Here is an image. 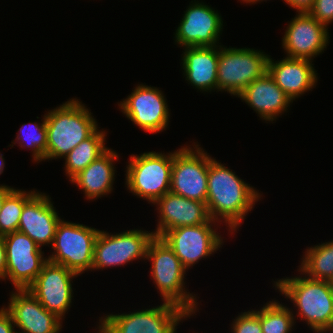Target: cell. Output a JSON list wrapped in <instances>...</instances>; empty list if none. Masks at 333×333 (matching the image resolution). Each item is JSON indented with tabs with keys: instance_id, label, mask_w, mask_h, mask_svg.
Masks as SVG:
<instances>
[{
	"instance_id": "cb8c5ba5",
	"label": "cell",
	"mask_w": 333,
	"mask_h": 333,
	"mask_svg": "<svg viewBox=\"0 0 333 333\" xmlns=\"http://www.w3.org/2000/svg\"><path fill=\"white\" fill-rule=\"evenodd\" d=\"M106 136V130L97 129L90 137L80 142L64 157V170L69 180L108 149L105 146Z\"/></svg>"
},
{
	"instance_id": "83f0119b",
	"label": "cell",
	"mask_w": 333,
	"mask_h": 333,
	"mask_svg": "<svg viewBox=\"0 0 333 333\" xmlns=\"http://www.w3.org/2000/svg\"><path fill=\"white\" fill-rule=\"evenodd\" d=\"M37 191H25L14 189L5 199L4 205L0 211V236L18 231L20 216L25 203Z\"/></svg>"
},
{
	"instance_id": "52a82bcc",
	"label": "cell",
	"mask_w": 333,
	"mask_h": 333,
	"mask_svg": "<svg viewBox=\"0 0 333 333\" xmlns=\"http://www.w3.org/2000/svg\"><path fill=\"white\" fill-rule=\"evenodd\" d=\"M268 54L251 48L219 46L217 91L238 96L251 82L268 72Z\"/></svg>"
},
{
	"instance_id": "6da1fadb",
	"label": "cell",
	"mask_w": 333,
	"mask_h": 333,
	"mask_svg": "<svg viewBox=\"0 0 333 333\" xmlns=\"http://www.w3.org/2000/svg\"><path fill=\"white\" fill-rule=\"evenodd\" d=\"M207 185L210 218L219 223L224 221L233 235L262 194L210 155Z\"/></svg>"
},
{
	"instance_id": "1f68e13d",
	"label": "cell",
	"mask_w": 333,
	"mask_h": 333,
	"mask_svg": "<svg viewBox=\"0 0 333 333\" xmlns=\"http://www.w3.org/2000/svg\"><path fill=\"white\" fill-rule=\"evenodd\" d=\"M284 2L295 9L297 13H308L312 9L315 0H285Z\"/></svg>"
},
{
	"instance_id": "7402d4cb",
	"label": "cell",
	"mask_w": 333,
	"mask_h": 333,
	"mask_svg": "<svg viewBox=\"0 0 333 333\" xmlns=\"http://www.w3.org/2000/svg\"><path fill=\"white\" fill-rule=\"evenodd\" d=\"M182 69L185 79L200 91L217 90L219 46L183 47Z\"/></svg>"
},
{
	"instance_id": "484cf974",
	"label": "cell",
	"mask_w": 333,
	"mask_h": 333,
	"mask_svg": "<svg viewBox=\"0 0 333 333\" xmlns=\"http://www.w3.org/2000/svg\"><path fill=\"white\" fill-rule=\"evenodd\" d=\"M294 313L277 300L267 302L260 309L262 333H291L296 323Z\"/></svg>"
},
{
	"instance_id": "d590c367",
	"label": "cell",
	"mask_w": 333,
	"mask_h": 333,
	"mask_svg": "<svg viewBox=\"0 0 333 333\" xmlns=\"http://www.w3.org/2000/svg\"><path fill=\"white\" fill-rule=\"evenodd\" d=\"M262 1H267V0H241L240 2H242V3H250V4H256L257 2H262ZM285 1V0H284Z\"/></svg>"
},
{
	"instance_id": "d6986e66",
	"label": "cell",
	"mask_w": 333,
	"mask_h": 333,
	"mask_svg": "<svg viewBox=\"0 0 333 333\" xmlns=\"http://www.w3.org/2000/svg\"><path fill=\"white\" fill-rule=\"evenodd\" d=\"M158 223L153 231L154 235L161 237L166 231L181 226H196L207 223L209 216L207 205L204 202L191 200L168 192L154 203Z\"/></svg>"
},
{
	"instance_id": "9c48e42d",
	"label": "cell",
	"mask_w": 333,
	"mask_h": 333,
	"mask_svg": "<svg viewBox=\"0 0 333 333\" xmlns=\"http://www.w3.org/2000/svg\"><path fill=\"white\" fill-rule=\"evenodd\" d=\"M196 143L173 152L170 192L206 203L209 153Z\"/></svg>"
},
{
	"instance_id": "4dcf8cb0",
	"label": "cell",
	"mask_w": 333,
	"mask_h": 333,
	"mask_svg": "<svg viewBox=\"0 0 333 333\" xmlns=\"http://www.w3.org/2000/svg\"><path fill=\"white\" fill-rule=\"evenodd\" d=\"M11 315L2 307L0 309V333H17Z\"/></svg>"
},
{
	"instance_id": "ba28073f",
	"label": "cell",
	"mask_w": 333,
	"mask_h": 333,
	"mask_svg": "<svg viewBox=\"0 0 333 333\" xmlns=\"http://www.w3.org/2000/svg\"><path fill=\"white\" fill-rule=\"evenodd\" d=\"M99 229L61 219L47 260L81 275L92 271L94 246Z\"/></svg>"
},
{
	"instance_id": "2e32d148",
	"label": "cell",
	"mask_w": 333,
	"mask_h": 333,
	"mask_svg": "<svg viewBox=\"0 0 333 333\" xmlns=\"http://www.w3.org/2000/svg\"><path fill=\"white\" fill-rule=\"evenodd\" d=\"M328 31L309 13H296L288 22L282 37V48L287 57L314 60L313 57L327 48L330 38Z\"/></svg>"
},
{
	"instance_id": "f1b7e54d",
	"label": "cell",
	"mask_w": 333,
	"mask_h": 333,
	"mask_svg": "<svg viewBox=\"0 0 333 333\" xmlns=\"http://www.w3.org/2000/svg\"><path fill=\"white\" fill-rule=\"evenodd\" d=\"M231 324L232 333H262L260 309L241 312Z\"/></svg>"
},
{
	"instance_id": "7c38bea8",
	"label": "cell",
	"mask_w": 333,
	"mask_h": 333,
	"mask_svg": "<svg viewBox=\"0 0 333 333\" xmlns=\"http://www.w3.org/2000/svg\"><path fill=\"white\" fill-rule=\"evenodd\" d=\"M6 249V279L16 289H27L48 261L44 251L19 231L3 236ZM44 256V257H43Z\"/></svg>"
},
{
	"instance_id": "3957f363",
	"label": "cell",
	"mask_w": 333,
	"mask_h": 333,
	"mask_svg": "<svg viewBox=\"0 0 333 333\" xmlns=\"http://www.w3.org/2000/svg\"><path fill=\"white\" fill-rule=\"evenodd\" d=\"M91 114L77 98L46 112L47 151L44 161L64 158L100 128Z\"/></svg>"
},
{
	"instance_id": "ffe728a7",
	"label": "cell",
	"mask_w": 333,
	"mask_h": 333,
	"mask_svg": "<svg viewBox=\"0 0 333 333\" xmlns=\"http://www.w3.org/2000/svg\"><path fill=\"white\" fill-rule=\"evenodd\" d=\"M312 60L283 57L268 60V73L275 83L294 101L316 87L318 76Z\"/></svg>"
},
{
	"instance_id": "7a4b0ae2",
	"label": "cell",
	"mask_w": 333,
	"mask_h": 333,
	"mask_svg": "<svg viewBox=\"0 0 333 333\" xmlns=\"http://www.w3.org/2000/svg\"><path fill=\"white\" fill-rule=\"evenodd\" d=\"M299 274L277 279L273 287L290 299L297 310L295 316L305 321L313 332L333 333V282Z\"/></svg>"
},
{
	"instance_id": "30bf717a",
	"label": "cell",
	"mask_w": 333,
	"mask_h": 333,
	"mask_svg": "<svg viewBox=\"0 0 333 333\" xmlns=\"http://www.w3.org/2000/svg\"><path fill=\"white\" fill-rule=\"evenodd\" d=\"M153 231L130 229L116 234L99 231L94 246L92 270L126 265L138 259H145Z\"/></svg>"
},
{
	"instance_id": "ac0fdd59",
	"label": "cell",
	"mask_w": 333,
	"mask_h": 333,
	"mask_svg": "<svg viewBox=\"0 0 333 333\" xmlns=\"http://www.w3.org/2000/svg\"><path fill=\"white\" fill-rule=\"evenodd\" d=\"M56 211L51 197L37 191L22 209L18 231L29 236L40 248L52 247L61 220Z\"/></svg>"
},
{
	"instance_id": "8fae6325",
	"label": "cell",
	"mask_w": 333,
	"mask_h": 333,
	"mask_svg": "<svg viewBox=\"0 0 333 333\" xmlns=\"http://www.w3.org/2000/svg\"><path fill=\"white\" fill-rule=\"evenodd\" d=\"M216 222L210 219L205 224L170 229L161 238L188 270L202 258L203 260L209 258L208 256L213 255L223 246V237L217 232L219 222ZM213 226L216 228L213 229Z\"/></svg>"
},
{
	"instance_id": "5bb4252c",
	"label": "cell",
	"mask_w": 333,
	"mask_h": 333,
	"mask_svg": "<svg viewBox=\"0 0 333 333\" xmlns=\"http://www.w3.org/2000/svg\"><path fill=\"white\" fill-rule=\"evenodd\" d=\"M222 16L214 8L194 0L184 11L183 18L175 32V43L181 47L220 46Z\"/></svg>"
},
{
	"instance_id": "836d02e7",
	"label": "cell",
	"mask_w": 333,
	"mask_h": 333,
	"mask_svg": "<svg viewBox=\"0 0 333 333\" xmlns=\"http://www.w3.org/2000/svg\"><path fill=\"white\" fill-rule=\"evenodd\" d=\"M14 187L8 185H0V211L4 205L6 197L14 190Z\"/></svg>"
},
{
	"instance_id": "f546056e",
	"label": "cell",
	"mask_w": 333,
	"mask_h": 333,
	"mask_svg": "<svg viewBox=\"0 0 333 333\" xmlns=\"http://www.w3.org/2000/svg\"><path fill=\"white\" fill-rule=\"evenodd\" d=\"M308 13L328 28L329 23H333V0H315Z\"/></svg>"
},
{
	"instance_id": "603a6c76",
	"label": "cell",
	"mask_w": 333,
	"mask_h": 333,
	"mask_svg": "<svg viewBox=\"0 0 333 333\" xmlns=\"http://www.w3.org/2000/svg\"><path fill=\"white\" fill-rule=\"evenodd\" d=\"M119 155L116 151L108 149L90 163L84 170L74 176L70 182L84 192V197L90 200L101 199L113 191L115 181V162Z\"/></svg>"
},
{
	"instance_id": "277c9868",
	"label": "cell",
	"mask_w": 333,
	"mask_h": 333,
	"mask_svg": "<svg viewBox=\"0 0 333 333\" xmlns=\"http://www.w3.org/2000/svg\"><path fill=\"white\" fill-rule=\"evenodd\" d=\"M146 259L151 262V278L162 301L183 308L191 316L196 314L199 311L196 295L185 289L184 275L188 270L161 237L154 236L150 241Z\"/></svg>"
},
{
	"instance_id": "e0dca14e",
	"label": "cell",
	"mask_w": 333,
	"mask_h": 333,
	"mask_svg": "<svg viewBox=\"0 0 333 333\" xmlns=\"http://www.w3.org/2000/svg\"><path fill=\"white\" fill-rule=\"evenodd\" d=\"M4 309L11 315L17 333H59L62 319L49 312L28 289H16L10 294Z\"/></svg>"
},
{
	"instance_id": "4fadbf2b",
	"label": "cell",
	"mask_w": 333,
	"mask_h": 333,
	"mask_svg": "<svg viewBox=\"0 0 333 333\" xmlns=\"http://www.w3.org/2000/svg\"><path fill=\"white\" fill-rule=\"evenodd\" d=\"M132 91L118 103L122 113L141 130L151 134L166 130L170 112L163 91L143 83Z\"/></svg>"
},
{
	"instance_id": "5b68a950",
	"label": "cell",
	"mask_w": 333,
	"mask_h": 333,
	"mask_svg": "<svg viewBox=\"0 0 333 333\" xmlns=\"http://www.w3.org/2000/svg\"><path fill=\"white\" fill-rule=\"evenodd\" d=\"M126 165L125 184L129 193L153 204L170 192L173 152H144L131 155Z\"/></svg>"
},
{
	"instance_id": "44dd1931",
	"label": "cell",
	"mask_w": 333,
	"mask_h": 333,
	"mask_svg": "<svg viewBox=\"0 0 333 333\" xmlns=\"http://www.w3.org/2000/svg\"><path fill=\"white\" fill-rule=\"evenodd\" d=\"M237 97L250 106L265 122L276 121L277 117L284 114L293 103V100L275 83L268 72L251 82Z\"/></svg>"
},
{
	"instance_id": "e575fe53",
	"label": "cell",
	"mask_w": 333,
	"mask_h": 333,
	"mask_svg": "<svg viewBox=\"0 0 333 333\" xmlns=\"http://www.w3.org/2000/svg\"><path fill=\"white\" fill-rule=\"evenodd\" d=\"M5 167V160L3 155L0 153V175L3 173Z\"/></svg>"
},
{
	"instance_id": "9a60e30c",
	"label": "cell",
	"mask_w": 333,
	"mask_h": 333,
	"mask_svg": "<svg viewBox=\"0 0 333 333\" xmlns=\"http://www.w3.org/2000/svg\"><path fill=\"white\" fill-rule=\"evenodd\" d=\"M79 276L63 265L47 261L35 281L27 288L35 298L60 319L65 318L73 299V279Z\"/></svg>"
},
{
	"instance_id": "8992f818",
	"label": "cell",
	"mask_w": 333,
	"mask_h": 333,
	"mask_svg": "<svg viewBox=\"0 0 333 333\" xmlns=\"http://www.w3.org/2000/svg\"><path fill=\"white\" fill-rule=\"evenodd\" d=\"M190 314L168 302L136 312L106 314L99 319L97 333H177L179 323Z\"/></svg>"
},
{
	"instance_id": "d4e9b609",
	"label": "cell",
	"mask_w": 333,
	"mask_h": 333,
	"mask_svg": "<svg viewBox=\"0 0 333 333\" xmlns=\"http://www.w3.org/2000/svg\"><path fill=\"white\" fill-rule=\"evenodd\" d=\"M299 271L308 278L333 282V241L308 247Z\"/></svg>"
},
{
	"instance_id": "4316f807",
	"label": "cell",
	"mask_w": 333,
	"mask_h": 333,
	"mask_svg": "<svg viewBox=\"0 0 333 333\" xmlns=\"http://www.w3.org/2000/svg\"><path fill=\"white\" fill-rule=\"evenodd\" d=\"M18 130L13 144H19L20 148L31 149L33 161L39 163L44 161V154L47 151V130H46V113L43 116L42 123L32 122L24 123ZM30 148V149H29Z\"/></svg>"
},
{
	"instance_id": "d6a6232c",
	"label": "cell",
	"mask_w": 333,
	"mask_h": 333,
	"mask_svg": "<svg viewBox=\"0 0 333 333\" xmlns=\"http://www.w3.org/2000/svg\"><path fill=\"white\" fill-rule=\"evenodd\" d=\"M6 277V249L3 237L0 236V280L5 281Z\"/></svg>"
}]
</instances>
